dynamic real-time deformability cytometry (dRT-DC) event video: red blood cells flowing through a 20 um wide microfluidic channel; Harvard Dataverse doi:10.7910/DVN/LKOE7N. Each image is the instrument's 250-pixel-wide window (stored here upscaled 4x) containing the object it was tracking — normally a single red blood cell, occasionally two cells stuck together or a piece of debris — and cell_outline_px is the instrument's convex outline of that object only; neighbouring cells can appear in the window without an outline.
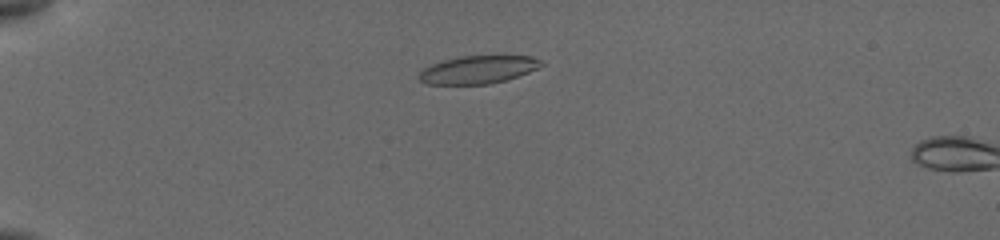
{"species": "common noctule bat (a hibernating species)", "species_latin": "Nyctalus noctula", "temperature_condition": "cold", "stored_images_in_passage": 5, "camera_frame_rate_fps": 3000, "um_per_image_px": 0.085, "animal": {"sex": "female", "body_mass_g": 19.5, "forearm_length_mm": 54.1}, "frame": {"image": 1, "passage_image": 3, "time_ms": 1.333, "image_size_px": [1000, 240], "cell_outline_px": [[544, 64], [528, 72], [504, 80], [488, 84], [428, 84], [420, 80], [420, 72], [424, 68], [432, 64], [444, 60], [460, 56], [532, 56], [540, 60]], "centroid_in_image_um": [40.63, 5.91], "position_along_channel_um": 44.4, "area_um2": 19.48}}